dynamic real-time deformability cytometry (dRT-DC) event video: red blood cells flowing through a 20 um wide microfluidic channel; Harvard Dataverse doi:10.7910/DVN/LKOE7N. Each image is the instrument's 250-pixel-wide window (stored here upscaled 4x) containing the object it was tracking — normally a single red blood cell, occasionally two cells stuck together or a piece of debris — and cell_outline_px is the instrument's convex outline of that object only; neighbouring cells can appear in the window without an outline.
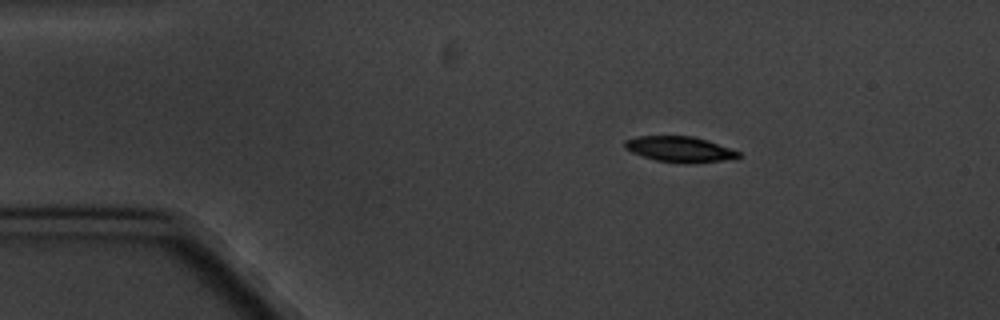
{"species": "common noctule bat (a hibernating species)", "species_latin": "Nyctalus noctula", "temperature_condition": "cold", "stored_images_in_passage": 3, "camera_frame_rate_fps": 3000, "um_per_image_px": 0.085, "animal": {"sex": "male", "body_mass_g": 20.1, "forearm_length_mm": 53.5}, "frame": {"image": 1, "passage_image": 2, "time_ms": 1.333, "image_size_px": [1000, 320], "cell_outline_px": [[740, 156], [736, 160], [692, 164], [684, 164], [656, 160], [632, 152], [624, 148], [624, 140], [636, 136], [692, 136], [708, 140], [740, 152]], "centroid_in_image_um": [57.83, 12.7], "position_along_channel_um": 27.2, "area_um2": 17.34}}